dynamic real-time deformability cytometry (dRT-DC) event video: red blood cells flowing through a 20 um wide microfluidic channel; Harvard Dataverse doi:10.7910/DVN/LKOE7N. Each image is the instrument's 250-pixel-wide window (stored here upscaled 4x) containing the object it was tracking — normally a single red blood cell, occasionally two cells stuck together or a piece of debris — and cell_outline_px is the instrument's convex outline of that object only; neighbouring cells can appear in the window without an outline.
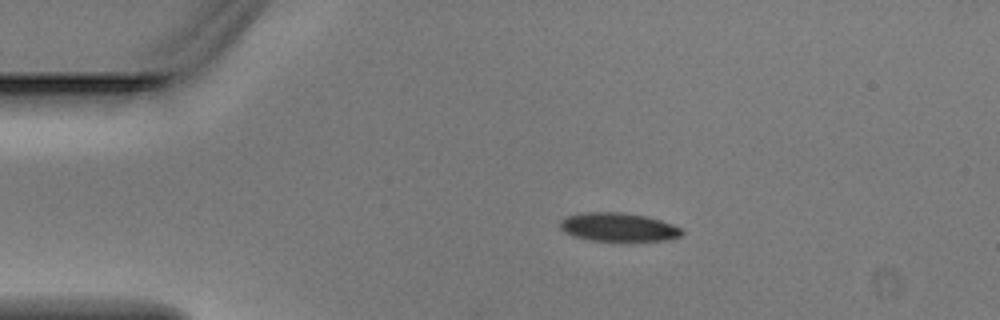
{"species": "Egyptian fruit bat (a non-hibernating species)", "species_latin": "Rousettus aegyptiacus", "temperature_condition": "warm", "stored_images_in_passage": 3, "camera_frame_rate_fps": 3000, "um_per_image_px": 0.085, "animal": {"sex": "male"}, "frame": {"image": 1, "passage_image": 2, "time_ms": 0.333, "image_size_px": [1000, 320], "cell_outline_px": [[684, 232], [680, 236], [668, 240], [588, 240], [572, 236], [564, 232], [560, 228], [560, 220], [568, 216], [580, 212], [620, 212], [648, 216], [684, 228]], "centroid_in_image_um": [52.56, 19.29], "position_along_channel_um": 32.4, "area_um2": 20.35}}